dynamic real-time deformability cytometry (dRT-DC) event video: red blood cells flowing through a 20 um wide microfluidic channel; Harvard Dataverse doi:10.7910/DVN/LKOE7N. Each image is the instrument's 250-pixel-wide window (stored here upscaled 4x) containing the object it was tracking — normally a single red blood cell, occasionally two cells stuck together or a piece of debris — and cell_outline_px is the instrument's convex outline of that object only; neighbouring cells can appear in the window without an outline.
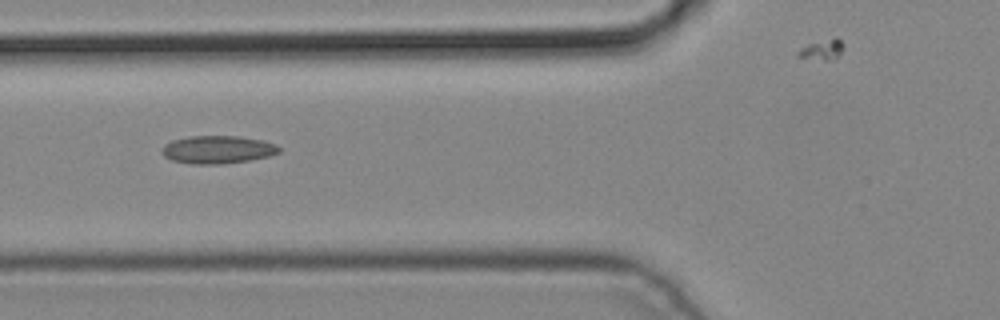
{"species": "common noctule bat (a hibernating species)", "species_latin": "Nyctalus noctula", "temperature_condition": "cold", "stored_images_in_passage": 3, "camera_frame_rate_fps": 3000, "um_per_image_px": 0.085, "animal": {"sex": "male", "body_mass_g": 19.2, "forearm_length_mm": 51.8}, "frame": {"image": 1, "passage_image": 2, "time_ms": 0.333, "image_size_px": [1000, 320], "cell_outline_px": [[280, 152], [268, 156], [248, 160], [220, 164], [192, 164], [172, 160], [164, 156], [160, 152], [164, 144], [172, 140], [192, 136], [240, 136], [264, 140], [276, 144], [280, 148]], "centroid_in_image_um": [18.49, 12.71], "position_along_channel_um": 107.3, "area_um2": 19.07}}